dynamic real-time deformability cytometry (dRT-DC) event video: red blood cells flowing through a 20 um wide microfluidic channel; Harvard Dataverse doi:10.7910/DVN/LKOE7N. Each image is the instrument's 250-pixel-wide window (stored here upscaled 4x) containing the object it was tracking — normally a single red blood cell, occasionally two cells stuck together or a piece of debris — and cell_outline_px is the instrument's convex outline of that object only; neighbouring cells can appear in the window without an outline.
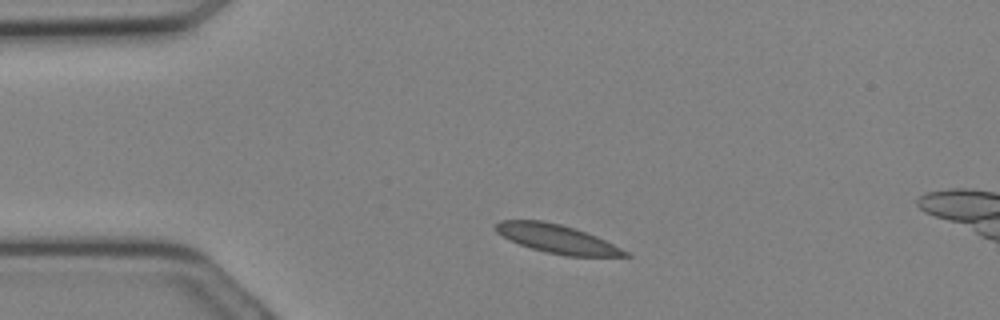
{"species": "Egyptian fruit bat (a non-hibernating species)", "species_latin": "Rousettus aegyptiacus", "temperature_condition": "cold", "stored_images_in_passage": 13, "camera_frame_rate_fps": 3000, "um_per_image_px": 0.085, "animal": {"sex": "female"}, "frame": {"image": 1, "passage_image": 1, "time_ms": 0.0, "image_size_px": [1000, 320], "cell_outline_px": [[632, 256], [568, 256], [548, 252], [532, 248], [520, 244], [496, 232], [496, 224], [500, 220], [544, 220], [560, 224], [596, 236], [628, 252]], "centroid_in_image_um": [47.34, 20.29], "position_along_channel_um": 37.7, "area_um2": 20.98}}
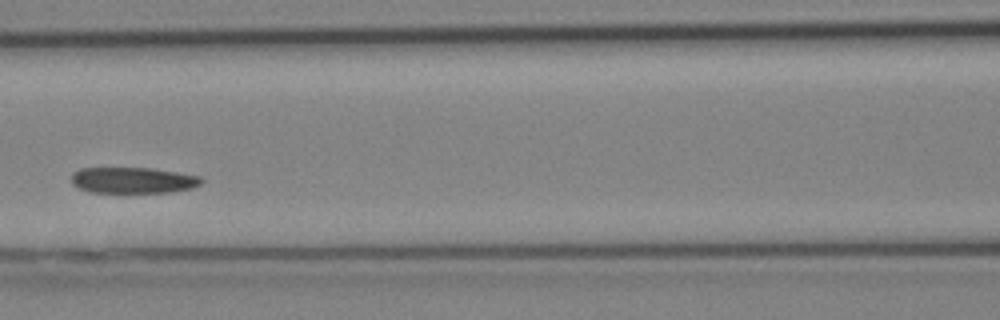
{"frame": {"image": 2, "passage_image": 8, "time_ms": 2.333, "image_size_px": [1000, 320], "cell_outline_px": [[204, 180], [200, 184], [192, 188], [168, 192], [88, 192], [72, 184], [72, 172], [80, 168], [148, 168], [176, 172], [200, 176]], "centroid_in_image_um": [11.28, 15.32], "position_along_channel_um": 155.3, "area_um2": 19.59}}
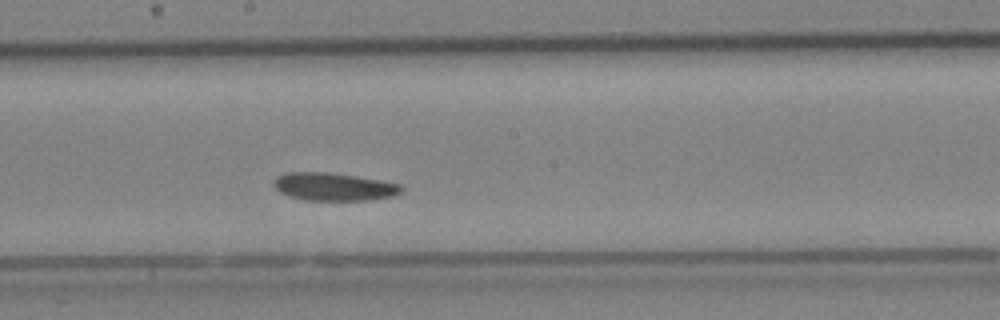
{"frame": {"image": 3, "passage_image": 11, "time_ms": 3.333, "image_size_px": [1000, 320], "cell_outline_px": [[404, 188], [400, 192], [392, 196], [368, 200], [304, 200], [288, 196], [280, 192], [272, 184], [276, 176], [288, 172], [328, 172], [400, 184]], "centroid_in_image_um": [28.31, 15.87], "position_along_channel_um": 219.9, "area_um2": 20.52}}